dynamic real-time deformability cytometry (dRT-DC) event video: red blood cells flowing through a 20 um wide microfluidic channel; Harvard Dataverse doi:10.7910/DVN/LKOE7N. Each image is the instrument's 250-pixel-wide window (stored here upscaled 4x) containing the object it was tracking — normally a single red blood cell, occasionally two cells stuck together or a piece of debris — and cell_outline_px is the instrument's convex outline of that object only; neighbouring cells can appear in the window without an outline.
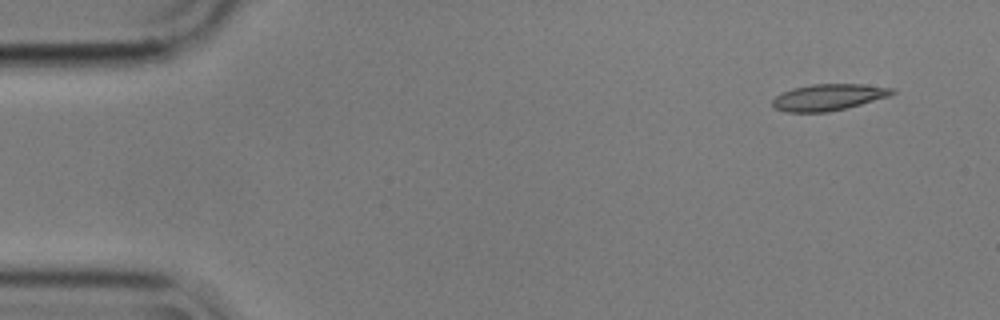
{"species": "common noctule bat (a hibernating species)", "species_latin": "Nyctalus noctula", "temperature_condition": "cold", "stored_images_in_passage": 4, "camera_frame_rate_fps": 3000, "um_per_image_px": 0.085, "animal": {"sex": "male", "body_mass_g": 17.9}, "frame": {"image": 1, "passage_image": 1, "time_ms": 0.0, "image_size_px": [1000, 320], "cell_outline_px": [[896, 92], [888, 96], [860, 104], [828, 112], [784, 112], [776, 108], [772, 104], [772, 100], [780, 92], [792, 88], [812, 84], [864, 84], [896, 88]], "centroid_in_image_um": [70.4, 8.25], "position_along_channel_um": 14.6, "area_um2": 18.44}}
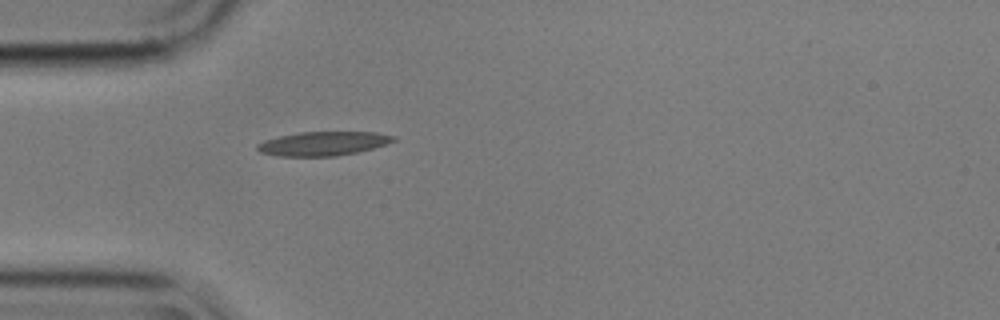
{"frame": {"image": 2, "passage_image": 4, "time_ms": 1.0, "image_size_px": [1000, 320], "cell_outline_px": [[396, 140], [372, 148], [356, 152], [336, 156], [280, 156], [260, 152], [256, 148], [256, 144], [264, 140], [280, 136], [300, 132], [376, 132], [396, 136]], "centroid_in_image_um": [27.45, 12.2], "position_along_channel_um": 57.6, "area_um2": 18.9}}